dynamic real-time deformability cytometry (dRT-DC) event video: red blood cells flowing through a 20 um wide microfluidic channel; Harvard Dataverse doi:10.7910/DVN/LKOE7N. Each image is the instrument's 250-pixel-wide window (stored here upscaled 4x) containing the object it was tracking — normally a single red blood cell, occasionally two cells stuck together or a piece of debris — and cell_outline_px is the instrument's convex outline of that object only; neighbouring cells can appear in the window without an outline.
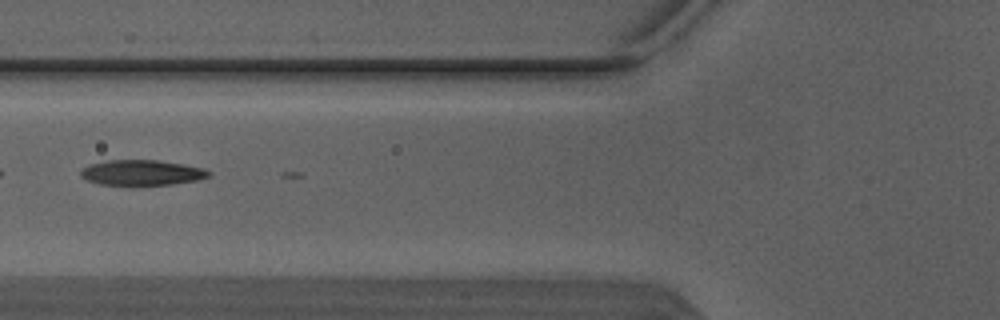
{"species": "Egyptian fruit bat (a non-hibernating species)", "species_latin": "Rousettus aegyptiacus", "temperature_condition": "warm", "stored_images_in_passage": 3, "camera_frame_rate_fps": 3000, "um_per_image_px": 0.085, "animal": {"sex": "male"}, "frame": {"image": 1, "passage_image": 3, "time_ms": 0.667, "image_size_px": [1000, 320], "cell_outline_px": [[212, 172], [208, 176], [196, 180], [172, 184], [128, 188], [100, 184], [88, 180], [80, 176], [80, 172], [84, 168], [92, 164], [108, 160], [156, 160], [204, 168]], "centroid_in_image_um": [12.02, 14.72], "position_along_channel_um": 113.8, "area_um2": 19.42}}